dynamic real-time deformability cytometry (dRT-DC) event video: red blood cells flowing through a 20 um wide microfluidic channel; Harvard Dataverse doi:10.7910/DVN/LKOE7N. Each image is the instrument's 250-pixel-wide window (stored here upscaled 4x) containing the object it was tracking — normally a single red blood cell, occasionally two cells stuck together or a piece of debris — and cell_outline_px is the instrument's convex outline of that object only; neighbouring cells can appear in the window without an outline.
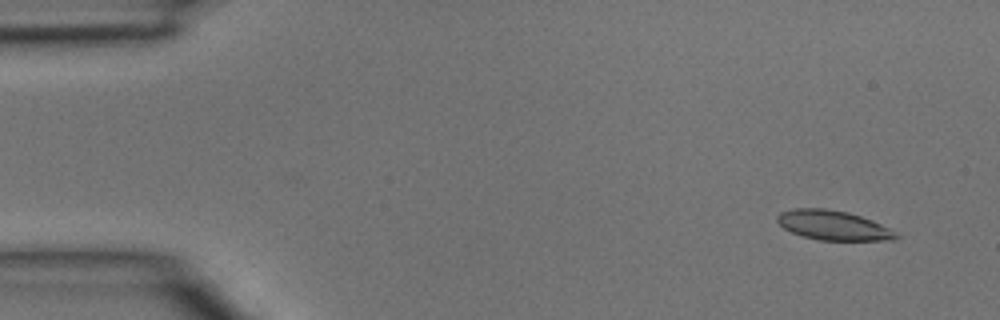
{"species": "common noctule bat (a hibernating species)", "species_latin": "Nyctalus noctula", "temperature_condition": "room temperature", "stored_images_in_passage": 4, "camera_frame_rate_fps": 3000, "um_per_image_px": 0.085, "animal": {"sex": "male", "body_mass_g": 15.6}, "frame": {"image": 1, "passage_image": 1, "time_ms": 0.0, "image_size_px": [1000, 320], "cell_outline_px": [[900, 236], [896, 240], [820, 240], [804, 236], [792, 232], [784, 228], [776, 220], [776, 216], [780, 212], [792, 208], [824, 208], [848, 212], [872, 220], [896, 232]], "centroid_in_image_um": [70.81, 19.14], "position_along_channel_um": 14.2, "area_um2": 20.4}}
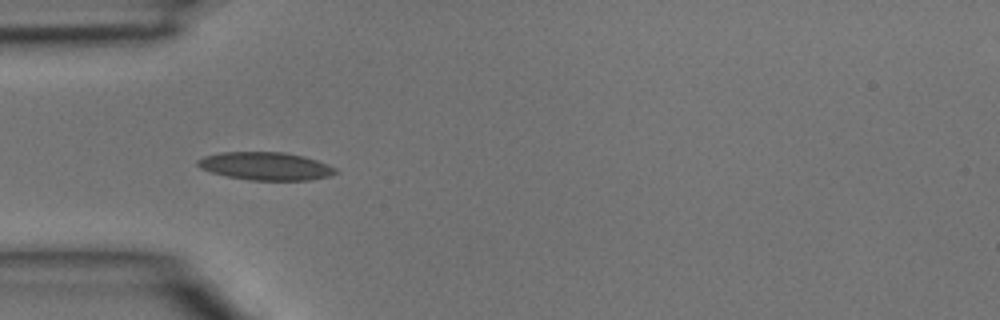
{"frame": {"image": 2, "passage_image": 4, "time_ms": 1.0, "image_size_px": [1000, 320], "cell_outline_px": [[340, 172], [332, 176], [312, 180], [248, 180], [228, 176], [212, 172], [200, 168], [196, 164], [196, 160], [204, 156], [220, 152], [284, 152], [304, 156], [328, 164], [336, 168]], "centroid_in_image_um": [22.62, 14.12], "position_along_channel_um": 62.4, "area_um2": 22.66}}